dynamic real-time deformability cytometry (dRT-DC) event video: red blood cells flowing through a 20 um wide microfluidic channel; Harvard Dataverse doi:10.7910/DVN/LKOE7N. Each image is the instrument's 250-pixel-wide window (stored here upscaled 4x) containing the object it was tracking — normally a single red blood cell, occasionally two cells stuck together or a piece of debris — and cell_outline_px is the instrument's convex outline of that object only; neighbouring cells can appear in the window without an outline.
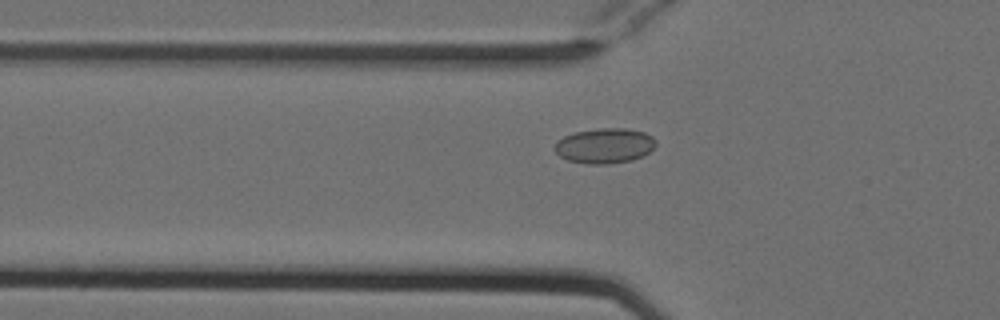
{"species": "Egyptian fruit bat (a non-hibernating species)", "species_latin": "Rousettus aegyptiacus", "temperature_condition": "cold", "stored_images_in_passage": 21, "camera_frame_rate_fps": 3000, "um_per_image_px": 0.085, "animal": {"sex": "female"}, "frame": {"image": 1, "passage_image": 13, "time_ms": 4.0, "image_size_px": [1000, 320], "cell_outline_px": [[656, 144], [648, 152], [632, 160], [608, 164], [588, 164], [568, 160], [560, 156], [552, 148], [556, 140], [564, 136], [576, 132], [600, 128], [624, 128], [644, 132], [652, 136], [656, 140]], "centroid_in_image_um": [51.36, 12.38], "position_along_channel_um": 74.4, "area_um2": 20.69}}
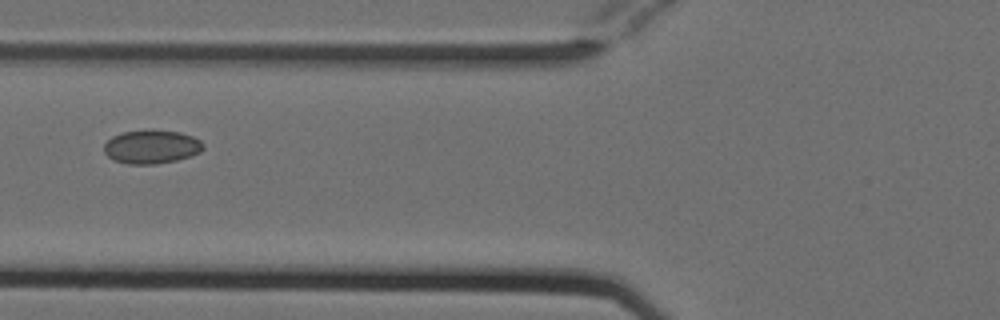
{"frame": {"image": 2, "passage_image": 16, "time_ms": 5.0, "image_size_px": [1000, 320], "cell_outline_px": [[204, 148], [200, 152], [192, 156], [176, 160], [156, 164], [128, 164], [112, 160], [104, 152], [104, 144], [112, 136], [124, 132], [144, 128], [152, 128], [180, 132], [192, 136], [200, 140], [204, 144]], "centroid_in_image_um": [12.88, 12.45], "position_along_channel_um": 112.9, "area_um2": 19.94}}
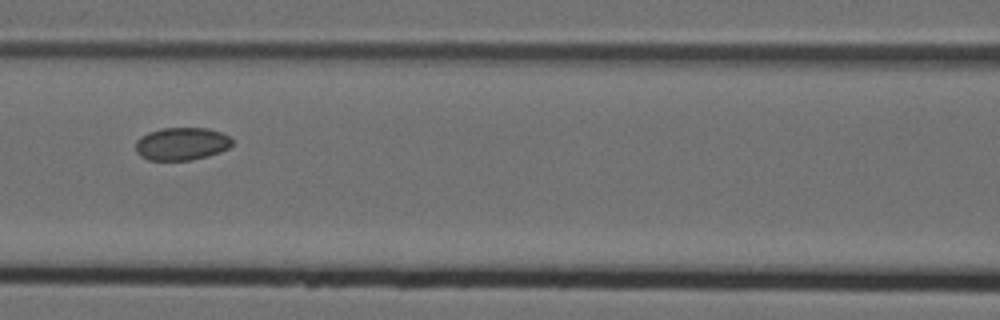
{"frame": {"image": 3, "passage_image": 19, "time_ms": 6.0, "image_size_px": [1000, 320], "cell_outline_px": [[232, 144], [228, 148], [220, 152], [208, 156], [192, 160], [148, 160], [140, 156], [136, 152], [136, 140], [140, 136], [148, 132], [160, 128], [208, 128], [232, 136]], "centroid_in_image_um": [15.44, 12.22], "position_along_channel_um": 151.2, "area_um2": 18.67}}